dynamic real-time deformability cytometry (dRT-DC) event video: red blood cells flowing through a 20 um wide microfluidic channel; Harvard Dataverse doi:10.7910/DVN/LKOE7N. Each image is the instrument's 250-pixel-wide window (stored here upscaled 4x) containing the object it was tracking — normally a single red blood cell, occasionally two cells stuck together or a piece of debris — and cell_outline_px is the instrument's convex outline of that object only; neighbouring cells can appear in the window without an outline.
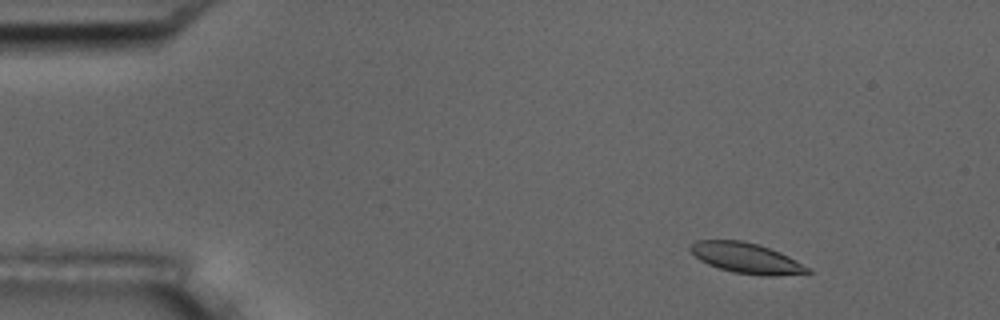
{"species": "common noctule bat (a hibernating species)", "species_latin": "Nyctalus noctula", "temperature_condition": "room temperature", "stored_images_in_passage": 51, "camera_frame_rate_fps": 3000, "um_per_image_px": 0.085, "animal": {"sex": "male", "body_mass_g": 17.5, "forearm_length_mm": 52.3}, "frame": {"image": 1, "passage_image": 2, "time_ms": 0.333, "image_size_px": [1000, 320], "cell_outline_px": [[812, 272], [776, 276], [764, 276], [732, 272], [708, 264], [700, 260], [688, 248], [696, 240], [744, 240], [780, 252], [812, 268]], "centroid_in_image_um": [63.46, 21.94], "position_along_channel_um": 21.5, "area_um2": 20.75}}
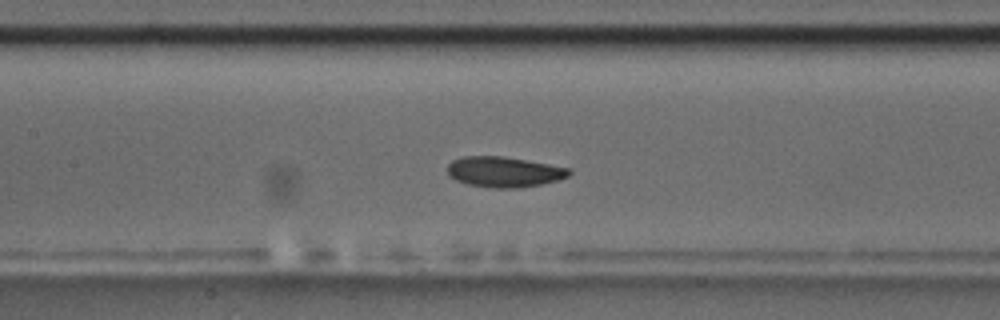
{"frame": {"image": 2, "passage_image": 21, "time_ms": 6.667, "image_size_px": [1000, 320], "cell_outline_px": [[572, 172], [568, 176], [556, 180], [540, 184], [520, 188], [492, 188], [468, 184], [456, 180], [448, 176], [448, 164], [452, 160], [460, 156], [504, 156], [548, 164], [568, 168]], "centroid_in_image_um": [42.8, 14.6], "position_along_channel_um": 164.6, "area_um2": 21.56}}
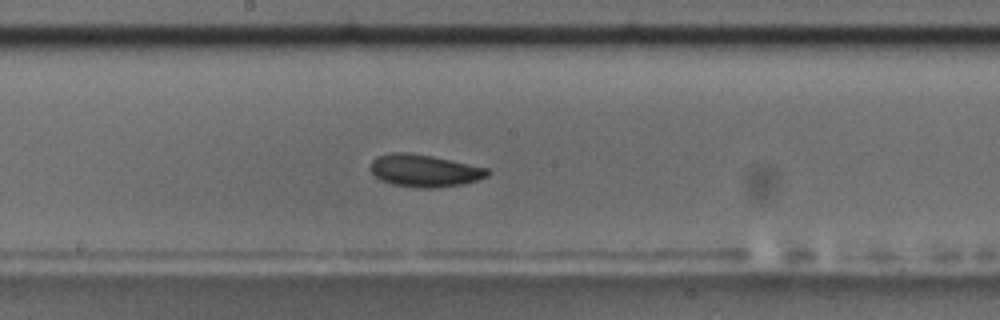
{"frame": {"image": 3, "passage_image": 25, "time_ms": 8.0, "image_size_px": [1000, 320], "cell_outline_px": [[492, 172], [488, 176], [476, 180], [460, 184], [436, 188], [416, 188], [392, 184], [380, 180], [368, 168], [368, 164], [376, 156], [392, 152], [408, 152], [432, 156], [488, 168]], "centroid_in_image_um": [36.03, 14.5], "position_along_channel_um": 212.2, "area_um2": 22.25}}